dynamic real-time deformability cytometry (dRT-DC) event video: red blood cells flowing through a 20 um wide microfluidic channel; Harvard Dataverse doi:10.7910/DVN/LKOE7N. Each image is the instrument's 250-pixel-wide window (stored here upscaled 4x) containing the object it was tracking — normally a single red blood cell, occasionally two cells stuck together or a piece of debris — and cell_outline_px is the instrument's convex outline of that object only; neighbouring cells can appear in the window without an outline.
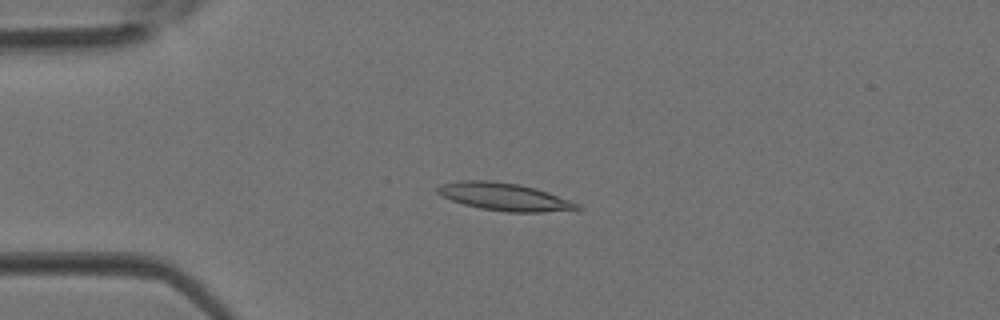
{"species": "Egyptian fruit bat (a non-hibernating species)", "species_latin": "Rousettus aegyptiacus", "temperature_condition": "room temperature", "stored_images_in_passage": 4, "camera_frame_rate_fps": 3000, "um_per_image_px": 0.085, "animal": {"sex": "female"}, "frame": {"image": 1, "passage_image": 3, "time_ms": 0.667, "image_size_px": [1000, 320], "cell_outline_px": [[584, 208], [580, 212], [508, 212], [480, 208], [464, 204], [440, 196], [436, 192], [436, 188], [440, 184], [460, 180], [488, 180], [520, 184], [536, 188], [548, 192], [580, 204]], "centroid_in_image_um": [42.97, 16.74], "position_along_channel_um": 42.0, "area_um2": 23.06}}